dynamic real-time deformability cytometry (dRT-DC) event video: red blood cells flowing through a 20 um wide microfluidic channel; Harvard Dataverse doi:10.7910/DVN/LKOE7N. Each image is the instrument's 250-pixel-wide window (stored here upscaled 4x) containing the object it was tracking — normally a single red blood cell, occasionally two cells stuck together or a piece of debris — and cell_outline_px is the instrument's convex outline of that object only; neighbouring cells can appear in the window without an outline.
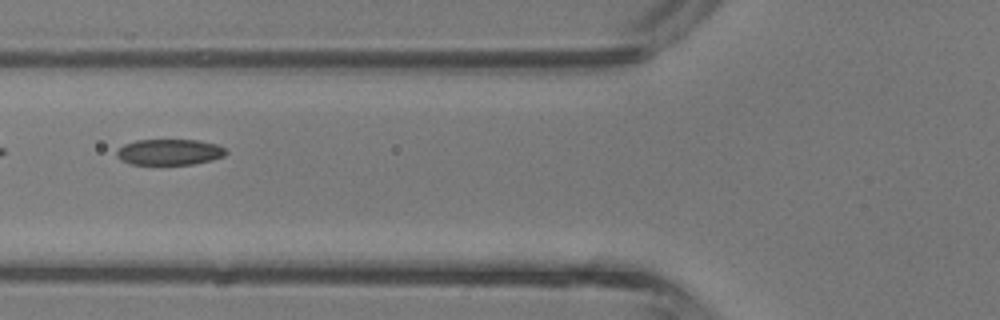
{"species": "common noctule bat (a hibernating species)", "species_latin": "Nyctalus noctula", "temperature_condition": "room temperature", "stored_images_in_passage": 5, "camera_frame_rate_fps": 3000, "um_per_image_px": 0.085, "animal": {"sex": "male", "body_mass_g": 13.3}, "frame": {"image": 1, "passage_image": 5, "time_ms": 1.333, "image_size_px": [1000, 320], "cell_outline_px": [[228, 152], [224, 156], [212, 160], [192, 164], [128, 164], [120, 160], [116, 156], [116, 152], [124, 144], [136, 140], [196, 140], [216, 144], [224, 148]], "centroid_in_image_um": [14.38, 12.93], "position_along_channel_um": 111.4, "area_um2": 16.47}}